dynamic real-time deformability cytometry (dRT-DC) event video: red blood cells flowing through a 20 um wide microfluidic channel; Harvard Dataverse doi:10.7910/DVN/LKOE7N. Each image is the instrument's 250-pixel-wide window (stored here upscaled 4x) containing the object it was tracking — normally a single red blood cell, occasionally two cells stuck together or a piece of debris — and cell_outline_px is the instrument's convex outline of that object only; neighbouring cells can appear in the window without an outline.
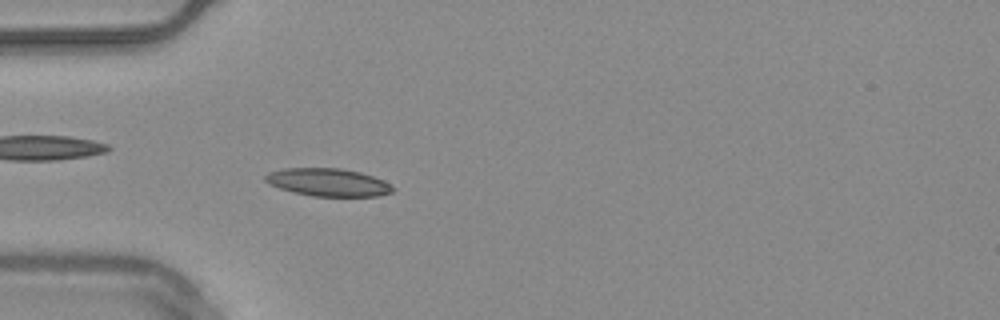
{"species": "common noctule bat (a hibernating species)", "species_latin": "Nyctalus noctula", "temperature_condition": "warm", "stored_images_in_passage": 54, "camera_frame_rate_fps": 3000, "um_per_image_px": 0.085, "animal": {"sex": "male", "body_mass_g": 20.4}, "frame": {"image": 1, "passage_image": 16, "time_ms": 5.0, "image_size_px": [1000, 320], "cell_outline_px": [[396, 188], [392, 192], [376, 196], [312, 196], [292, 192], [268, 184], [264, 180], [264, 176], [268, 172], [284, 168], [340, 168], [360, 172], [384, 180]], "centroid_in_image_um": [27.87, 15.49], "position_along_channel_um": 57.1, "area_um2": 20.75}}
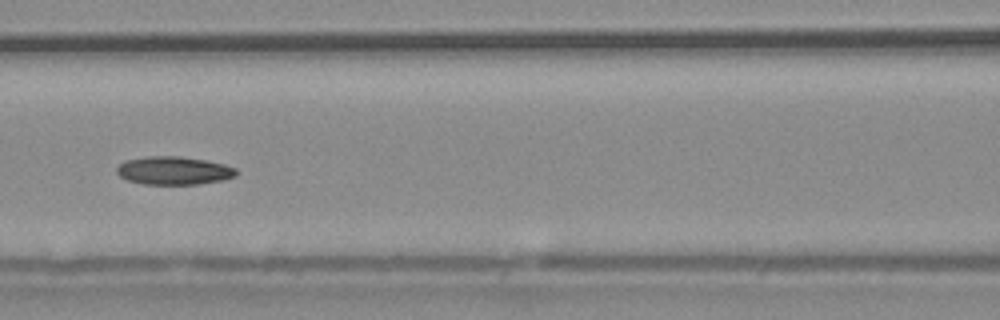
{"frame": {"image": 2, "passage_image": 24, "time_ms": 7.667, "image_size_px": [1000, 320], "cell_outline_px": [[236, 176], [224, 180], [200, 184], [144, 184], [128, 180], [120, 176], [116, 172], [116, 168], [124, 160], [148, 156], [180, 156], [204, 160], [224, 164], [236, 168]], "centroid_in_image_um": [14.77, 14.5], "position_along_channel_um": 151.8, "area_um2": 19.65}, "authors_computed_cell_mechanics": {"area_um2": 19.4497, "velocity_mm_per_s": 3.7305, "shape_relaxation_time_tau1_ms": 3.9932, "shape_relaxation_time_tau2_ms": null, "deformation_change_tau1": 0.1254, "deformation_change_tau2": null}}